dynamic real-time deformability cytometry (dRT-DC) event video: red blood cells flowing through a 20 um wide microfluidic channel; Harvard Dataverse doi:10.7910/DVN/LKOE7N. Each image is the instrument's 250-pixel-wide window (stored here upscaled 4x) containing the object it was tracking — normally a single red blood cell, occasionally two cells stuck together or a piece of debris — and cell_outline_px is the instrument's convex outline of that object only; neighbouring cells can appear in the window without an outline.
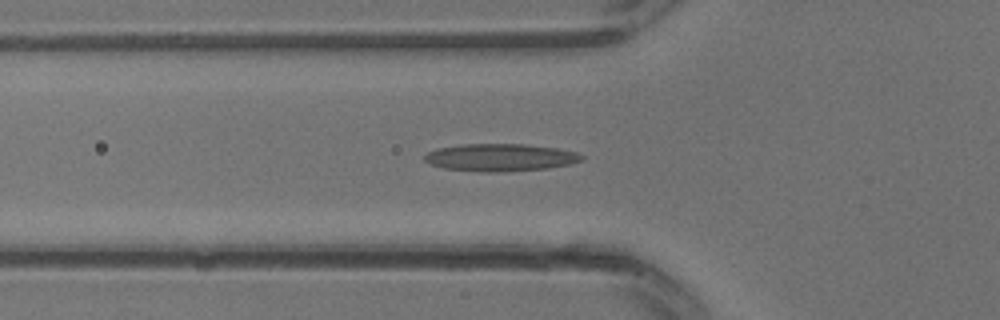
{"species": "common noctule bat (a hibernating species)", "species_latin": "Nyctalus noctula", "temperature_condition": "warm", "stored_images_in_passage": 21, "camera_frame_rate_fps": 3000, "um_per_image_px": 0.085, "animal": {"sex": "male", "body_mass_g": 13.3}, "frame": {"image": 1, "passage_image": 11, "time_ms": 3.333, "image_size_px": [1000, 320], "cell_outline_px": [[584, 160], [572, 164], [548, 168], [500, 172], [480, 172], [444, 168], [432, 164], [424, 160], [424, 156], [428, 152], [436, 148], [460, 144], [524, 144], [556, 148], [576, 152], [584, 156]], "centroid_in_image_um": [42.54, 13.38], "position_along_channel_um": 83.3, "area_um2": 25.26}}
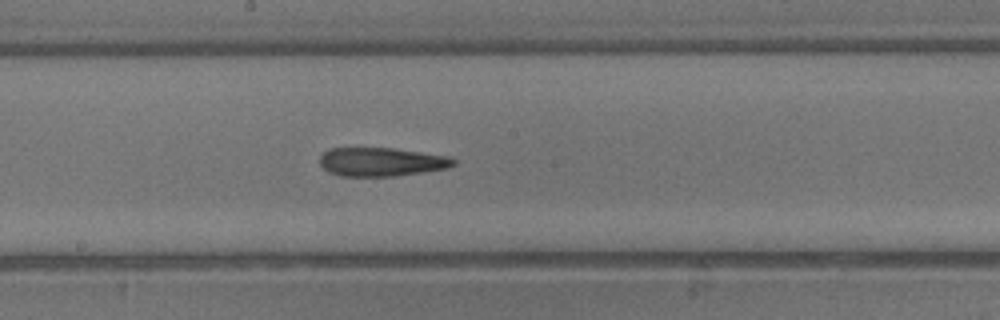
{"frame": {"image": 2, "passage_image": 17, "time_ms": 5.333, "image_size_px": [1000, 320], "cell_outline_px": [[456, 164], [448, 168], [396, 176], [340, 176], [328, 172], [320, 164], [320, 156], [328, 148], [392, 148], [452, 156], [456, 160]], "centroid_in_image_um": [32.44, 13.75], "position_along_channel_um": 215.8, "area_um2": 22.54}}
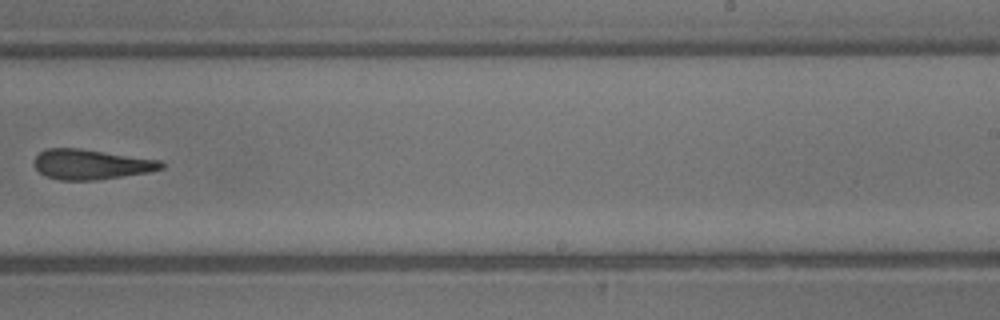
{"frame": {"image": 3, "passage_image": 20, "time_ms": 6.333, "image_size_px": [1000, 320], "cell_outline_px": [[164, 168], [148, 172], [96, 180], [60, 180], [48, 176], [40, 172], [36, 168], [32, 160], [40, 152], [48, 148], [80, 148], [160, 160], [164, 164]], "centroid_in_image_um": [7.73, 13.96], "position_along_channel_um": 281.3, "area_um2": 22.14}}